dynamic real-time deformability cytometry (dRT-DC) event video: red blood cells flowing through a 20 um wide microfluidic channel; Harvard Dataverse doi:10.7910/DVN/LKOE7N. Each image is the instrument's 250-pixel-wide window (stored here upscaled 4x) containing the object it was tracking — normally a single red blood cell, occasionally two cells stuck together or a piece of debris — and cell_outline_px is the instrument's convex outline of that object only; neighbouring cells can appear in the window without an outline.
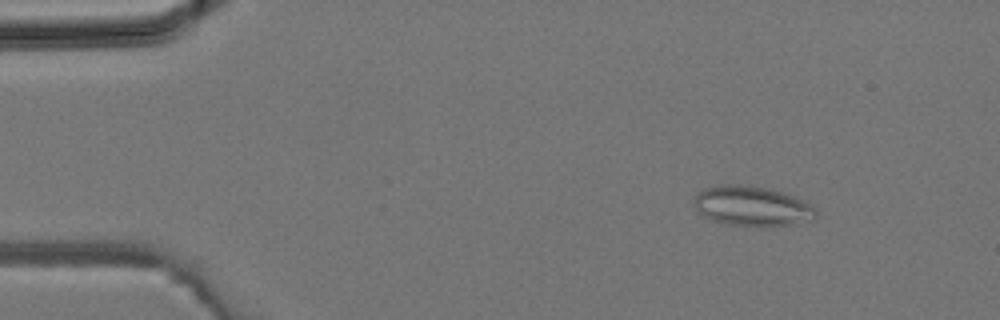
{"species": "common noctule bat (a hibernating species)", "species_latin": "Nyctalus noctula", "temperature_condition": "room temperature", "stored_images_in_passage": 4, "camera_frame_rate_fps": 3000, "um_per_image_px": 0.085, "animal": {"sex": "male", "body_mass_g": 19.2, "forearm_length_mm": 51.8}, "frame": {"image": 1, "passage_image": 1, "time_ms": 0.0, "image_size_px": [1000, 320], "cell_outline_px": [[816, 216], [800, 224], [764, 228], [760, 228], [728, 224], [712, 220], [704, 216], [696, 208], [692, 200], [704, 188], [720, 184], [740, 184], [764, 188], [784, 192], [796, 196], [816, 208]], "centroid_in_image_um": [63.95, 17.54], "position_along_channel_um": 21.1, "area_um2": 28.84}}